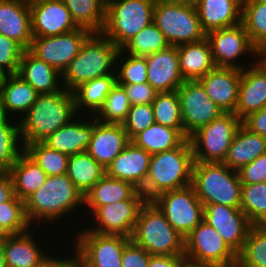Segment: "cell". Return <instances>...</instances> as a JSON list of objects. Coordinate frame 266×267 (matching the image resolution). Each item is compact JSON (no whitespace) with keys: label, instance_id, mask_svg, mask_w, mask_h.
<instances>
[{"label":"cell","instance_id":"1","mask_svg":"<svg viewBox=\"0 0 266 267\" xmlns=\"http://www.w3.org/2000/svg\"><path fill=\"white\" fill-rule=\"evenodd\" d=\"M83 206L84 196L67 174L55 175L48 176L45 183L25 200V214L32 227L43 228L44 222V225L48 222L52 226L69 214L76 216V210Z\"/></svg>","mask_w":266,"mask_h":267},{"label":"cell","instance_id":"2","mask_svg":"<svg viewBox=\"0 0 266 267\" xmlns=\"http://www.w3.org/2000/svg\"><path fill=\"white\" fill-rule=\"evenodd\" d=\"M77 116L73 92L63 87L52 94H39L37 100L19 121L23 146L42 142Z\"/></svg>","mask_w":266,"mask_h":267},{"label":"cell","instance_id":"3","mask_svg":"<svg viewBox=\"0 0 266 267\" xmlns=\"http://www.w3.org/2000/svg\"><path fill=\"white\" fill-rule=\"evenodd\" d=\"M194 156L189 139L178 147L151 155L148 174L140 192L146 201L159 194L186 187L192 181Z\"/></svg>","mask_w":266,"mask_h":267},{"label":"cell","instance_id":"4","mask_svg":"<svg viewBox=\"0 0 266 267\" xmlns=\"http://www.w3.org/2000/svg\"><path fill=\"white\" fill-rule=\"evenodd\" d=\"M119 50L102 33H92L63 72L62 86L73 92L82 83L89 80L116 75V57Z\"/></svg>","mask_w":266,"mask_h":267},{"label":"cell","instance_id":"5","mask_svg":"<svg viewBox=\"0 0 266 267\" xmlns=\"http://www.w3.org/2000/svg\"><path fill=\"white\" fill-rule=\"evenodd\" d=\"M131 240L150 255L184 256L185 239L153 201L141 206Z\"/></svg>","mask_w":266,"mask_h":267},{"label":"cell","instance_id":"6","mask_svg":"<svg viewBox=\"0 0 266 267\" xmlns=\"http://www.w3.org/2000/svg\"><path fill=\"white\" fill-rule=\"evenodd\" d=\"M191 185L203 205L240 208L242 183L238 171L224 163L194 162Z\"/></svg>","mask_w":266,"mask_h":267},{"label":"cell","instance_id":"7","mask_svg":"<svg viewBox=\"0 0 266 267\" xmlns=\"http://www.w3.org/2000/svg\"><path fill=\"white\" fill-rule=\"evenodd\" d=\"M155 0H106L102 34L121 49L153 22Z\"/></svg>","mask_w":266,"mask_h":267},{"label":"cell","instance_id":"8","mask_svg":"<svg viewBox=\"0 0 266 267\" xmlns=\"http://www.w3.org/2000/svg\"><path fill=\"white\" fill-rule=\"evenodd\" d=\"M242 121L235 113H223L189 136L194 162L223 163Z\"/></svg>","mask_w":266,"mask_h":267},{"label":"cell","instance_id":"9","mask_svg":"<svg viewBox=\"0 0 266 267\" xmlns=\"http://www.w3.org/2000/svg\"><path fill=\"white\" fill-rule=\"evenodd\" d=\"M153 22L172 46L206 37L195 6L155 2Z\"/></svg>","mask_w":266,"mask_h":267},{"label":"cell","instance_id":"10","mask_svg":"<svg viewBox=\"0 0 266 267\" xmlns=\"http://www.w3.org/2000/svg\"><path fill=\"white\" fill-rule=\"evenodd\" d=\"M75 235L72 254L82 267H122L125 245L131 240L121 235H105L79 230ZM75 242V243H74Z\"/></svg>","mask_w":266,"mask_h":267},{"label":"cell","instance_id":"11","mask_svg":"<svg viewBox=\"0 0 266 267\" xmlns=\"http://www.w3.org/2000/svg\"><path fill=\"white\" fill-rule=\"evenodd\" d=\"M206 39L210 44L216 67L243 70L259 60V52L255 49L242 23L233 27L212 30L206 33ZM246 53H251L250 57L254 56L255 60L245 64L243 60L246 59ZM240 58L242 62L239 60Z\"/></svg>","mask_w":266,"mask_h":267},{"label":"cell","instance_id":"12","mask_svg":"<svg viewBox=\"0 0 266 267\" xmlns=\"http://www.w3.org/2000/svg\"><path fill=\"white\" fill-rule=\"evenodd\" d=\"M152 201L184 239L203 221L204 206L191 184L163 192Z\"/></svg>","mask_w":266,"mask_h":267},{"label":"cell","instance_id":"13","mask_svg":"<svg viewBox=\"0 0 266 267\" xmlns=\"http://www.w3.org/2000/svg\"><path fill=\"white\" fill-rule=\"evenodd\" d=\"M184 256L214 267L237 265V254L218 232L204 221L185 238Z\"/></svg>","mask_w":266,"mask_h":267},{"label":"cell","instance_id":"14","mask_svg":"<svg viewBox=\"0 0 266 267\" xmlns=\"http://www.w3.org/2000/svg\"><path fill=\"white\" fill-rule=\"evenodd\" d=\"M185 139L224 112L206 94L198 80H185L177 89Z\"/></svg>","mask_w":266,"mask_h":267},{"label":"cell","instance_id":"15","mask_svg":"<svg viewBox=\"0 0 266 267\" xmlns=\"http://www.w3.org/2000/svg\"><path fill=\"white\" fill-rule=\"evenodd\" d=\"M91 34L87 29L78 28L57 36L33 37L29 50L63 74Z\"/></svg>","mask_w":266,"mask_h":267},{"label":"cell","instance_id":"16","mask_svg":"<svg viewBox=\"0 0 266 267\" xmlns=\"http://www.w3.org/2000/svg\"><path fill=\"white\" fill-rule=\"evenodd\" d=\"M146 200H123L98 207L90 215L94 225L87 231L105 235L132 237L138 213ZM96 223V224H95Z\"/></svg>","mask_w":266,"mask_h":267},{"label":"cell","instance_id":"17","mask_svg":"<svg viewBox=\"0 0 266 267\" xmlns=\"http://www.w3.org/2000/svg\"><path fill=\"white\" fill-rule=\"evenodd\" d=\"M204 206L203 221L212 226L224 242L238 254L244 246L247 234L253 226L240 208L222 204Z\"/></svg>","mask_w":266,"mask_h":267},{"label":"cell","instance_id":"18","mask_svg":"<svg viewBox=\"0 0 266 267\" xmlns=\"http://www.w3.org/2000/svg\"><path fill=\"white\" fill-rule=\"evenodd\" d=\"M33 37H49L78 29L62 0H29Z\"/></svg>","mask_w":266,"mask_h":267},{"label":"cell","instance_id":"19","mask_svg":"<svg viewBox=\"0 0 266 267\" xmlns=\"http://www.w3.org/2000/svg\"><path fill=\"white\" fill-rule=\"evenodd\" d=\"M34 229L37 228L31 227L26 232L12 234L0 243L5 254L6 267H42L54 255L53 249L46 252L42 249L44 243L41 246L37 243L35 239L40 235L34 236Z\"/></svg>","mask_w":266,"mask_h":267},{"label":"cell","instance_id":"20","mask_svg":"<svg viewBox=\"0 0 266 267\" xmlns=\"http://www.w3.org/2000/svg\"><path fill=\"white\" fill-rule=\"evenodd\" d=\"M206 94L224 113H234L238 103L241 70L215 67L199 78Z\"/></svg>","mask_w":266,"mask_h":267},{"label":"cell","instance_id":"21","mask_svg":"<svg viewBox=\"0 0 266 267\" xmlns=\"http://www.w3.org/2000/svg\"><path fill=\"white\" fill-rule=\"evenodd\" d=\"M264 107H266V67L258 60L241 70L238 103L234 113L243 121Z\"/></svg>","mask_w":266,"mask_h":267},{"label":"cell","instance_id":"22","mask_svg":"<svg viewBox=\"0 0 266 267\" xmlns=\"http://www.w3.org/2000/svg\"><path fill=\"white\" fill-rule=\"evenodd\" d=\"M147 64V82L157 92H171L185 81L179 69L177 46L145 56Z\"/></svg>","mask_w":266,"mask_h":267},{"label":"cell","instance_id":"23","mask_svg":"<svg viewBox=\"0 0 266 267\" xmlns=\"http://www.w3.org/2000/svg\"><path fill=\"white\" fill-rule=\"evenodd\" d=\"M93 131L94 117L91 115H78L70 123L57 129L42 142L51 149L67 155H73L87 151Z\"/></svg>","mask_w":266,"mask_h":267},{"label":"cell","instance_id":"24","mask_svg":"<svg viewBox=\"0 0 266 267\" xmlns=\"http://www.w3.org/2000/svg\"><path fill=\"white\" fill-rule=\"evenodd\" d=\"M129 142L122 124L101 123L94 118V131L86 152L106 169Z\"/></svg>","mask_w":266,"mask_h":267},{"label":"cell","instance_id":"25","mask_svg":"<svg viewBox=\"0 0 266 267\" xmlns=\"http://www.w3.org/2000/svg\"><path fill=\"white\" fill-rule=\"evenodd\" d=\"M0 34L30 48L32 35L29 0H0Z\"/></svg>","mask_w":266,"mask_h":267},{"label":"cell","instance_id":"26","mask_svg":"<svg viewBox=\"0 0 266 267\" xmlns=\"http://www.w3.org/2000/svg\"><path fill=\"white\" fill-rule=\"evenodd\" d=\"M151 154L130 141L106 168L110 177L132 183L141 190L148 174Z\"/></svg>","mask_w":266,"mask_h":267},{"label":"cell","instance_id":"27","mask_svg":"<svg viewBox=\"0 0 266 267\" xmlns=\"http://www.w3.org/2000/svg\"><path fill=\"white\" fill-rule=\"evenodd\" d=\"M123 200H146L132 183L105 174L84 197V208L88 217L98 207L114 204ZM91 213V214H90Z\"/></svg>","mask_w":266,"mask_h":267},{"label":"cell","instance_id":"28","mask_svg":"<svg viewBox=\"0 0 266 267\" xmlns=\"http://www.w3.org/2000/svg\"><path fill=\"white\" fill-rule=\"evenodd\" d=\"M38 95L39 93L20 75L7 74L0 83V114L20 121L37 100Z\"/></svg>","mask_w":266,"mask_h":267},{"label":"cell","instance_id":"29","mask_svg":"<svg viewBox=\"0 0 266 267\" xmlns=\"http://www.w3.org/2000/svg\"><path fill=\"white\" fill-rule=\"evenodd\" d=\"M243 0H198L195 8L205 33L242 22Z\"/></svg>","mask_w":266,"mask_h":267},{"label":"cell","instance_id":"30","mask_svg":"<svg viewBox=\"0 0 266 267\" xmlns=\"http://www.w3.org/2000/svg\"><path fill=\"white\" fill-rule=\"evenodd\" d=\"M17 74L39 94H52L63 88L62 74L36 57L29 49L23 54Z\"/></svg>","mask_w":266,"mask_h":267},{"label":"cell","instance_id":"31","mask_svg":"<svg viewBox=\"0 0 266 267\" xmlns=\"http://www.w3.org/2000/svg\"><path fill=\"white\" fill-rule=\"evenodd\" d=\"M266 153V137L248 130L243 124L237 129L223 163L239 171L254 159Z\"/></svg>","mask_w":266,"mask_h":267},{"label":"cell","instance_id":"32","mask_svg":"<svg viewBox=\"0 0 266 267\" xmlns=\"http://www.w3.org/2000/svg\"><path fill=\"white\" fill-rule=\"evenodd\" d=\"M177 51L179 69L184 80H198L216 67L206 37L196 42L178 45Z\"/></svg>","mask_w":266,"mask_h":267},{"label":"cell","instance_id":"33","mask_svg":"<svg viewBox=\"0 0 266 267\" xmlns=\"http://www.w3.org/2000/svg\"><path fill=\"white\" fill-rule=\"evenodd\" d=\"M14 194L25 201L38 188H40L48 177L46 172L25 152H23L9 171Z\"/></svg>","mask_w":266,"mask_h":267},{"label":"cell","instance_id":"34","mask_svg":"<svg viewBox=\"0 0 266 267\" xmlns=\"http://www.w3.org/2000/svg\"><path fill=\"white\" fill-rule=\"evenodd\" d=\"M116 83V75H107L82 83L73 91L77 114L94 116Z\"/></svg>","mask_w":266,"mask_h":267},{"label":"cell","instance_id":"35","mask_svg":"<svg viewBox=\"0 0 266 267\" xmlns=\"http://www.w3.org/2000/svg\"><path fill=\"white\" fill-rule=\"evenodd\" d=\"M105 174L106 169L86 151L69 155L67 176L84 197Z\"/></svg>","mask_w":266,"mask_h":267},{"label":"cell","instance_id":"36","mask_svg":"<svg viewBox=\"0 0 266 267\" xmlns=\"http://www.w3.org/2000/svg\"><path fill=\"white\" fill-rule=\"evenodd\" d=\"M78 28L101 33L106 21V0H62Z\"/></svg>","mask_w":266,"mask_h":267},{"label":"cell","instance_id":"37","mask_svg":"<svg viewBox=\"0 0 266 267\" xmlns=\"http://www.w3.org/2000/svg\"><path fill=\"white\" fill-rule=\"evenodd\" d=\"M184 140L185 138L176 129L154 123L138 133L131 141L152 155L174 149Z\"/></svg>","mask_w":266,"mask_h":267},{"label":"cell","instance_id":"38","mask_svg":"<svg viewBox=\"0 0 266 267\" xmlns=\"http://www.w3.org/2000/svg\"><path fill=\"white\" fill-rule=\"evenodd\" d=\"M0 114V172H9L24 152L19 120Z\"/></svg>","mask_w":266,"mask_h":267},{"label":"cell","instance_id":"39","mask_svg":"<svg viewBox=\"0 0 266 267\" xmlns=\"http://www.w3.org/2000/svg\"><path fill=\"white\" fill-rule=\"evenodd\" d=\"M255 49H266V4L259 0L242 1V22Z\"/></svg>","mask_w":266,"mask_h":267},{"label":"cell","instance_id":"40","mask_svg":"<svg viewBox=\"0 0 266 267\" xmlns=\"http://www.w3.org/2000/svg\"><path fill=\"white\" fill-rule=\"evenodd\" d=\"M152 107L155 123L176 129L185 138L177 90L158 92L155 100L152 102Z\"/></svg>","mask_w":266,"mask_h":267},{"label":"cell","instance_id":"41","mask_svg":"<svg viewBox=\"0 0 266 267\" xmlns=\"http://www.w3.org/2000/svg\"><path fill=\"white\" fill-rule=\"evenodd\" d=\"M239 267H266V225H253L237 254Z\"/></svg>","mask_w":266,"mask_h":267},{"label":"cell","instance_id":"42","mask_svg":"<svg viewBox=\"0 0 266 267\" xmlns=\"http://www.w3.org/2000/svg\"><path fill=\"white\" fill-rule=\"evenodd\" d=\"M240 209L252 225H266V182L242 184Z\"/></svg>","mask_w":266,"mask_h":267},{"label":"cell","instance_id":"43","mask_svg":"<svg viewBox=\"0 0 266 267\" xmlns=\"http://www.w3.org/2000/svg\"><path fill=\"white\" fill-rule=\"evenodd\" d=\"M24 152L46 172L47 176L67 174L69 155L51 149L43 142L25 145Z\"/></svg>","mask_w":266,"mask_h":267},{"label":"cell","instance_id":"44","mask_svg":"<svg viewBox=\"0 0 266 267\" xmlns=\"http://www.w3.org/2000/svg\"><path fill=\"white\" fill-rule=\"evenodd\" d=\"M169 43L166 41L163 33L154 22L143 28L121 49L133 56H142L156 53L166 49Z\"/></svg>","mask_w":266,"mask_h":267},{"label":"cell","instance_id":"45","mask_svg":"<svg viewBox=\"0 0 266 267\" xmlns=\"http://www.w3.org/2000/svg\"><path fill=\"white\" fill-rule=\"evenodd\" d=\"M130 107L131 104L124 88L116 83L93 117L101 123L122 124Z\"/></svg>","mask_w":266,"mask_h":267},{"label":"cell","instance_id":"46","mask_svg":"<svg viewBox=\"0 0 266 267\" xmlns=\"http://www.w3.org/2000/svg\"><path fill=\"white\" fill-rule=\"evenodd\" d=\"M115 73L117 84L147 83L146 58L130 55L120 49L116 57Z\"/></svg>","mask_w":266,"mask_h":267},{"label":"cell","instance_id":"47","mask_svg":"<svg viewBox=\"0 0 266 267\" xmlns=\"http://www.w3.org/2000/svg\"><path fill=\"white\" fill-rule=\"evenodd\" d=\"M0 224L10 234H20L32 226L25 214V201L15 194L6 202L0 204Z\"/></svg>","mask_w":266,"mask_h":267},{"label":"cell","instance_id":"48","mask_svg":"<svg viewBox=\"0 0 266 267\" xmlns=\"http://www.w3.org/2000/svg\"><path fill=\"white\" fill-rule=\"evenodd\" d=\"M155 123L152 104H139L130 107L122 126L131 141L138 133Z\"/></svg>","mask_w":266,"mask_h":267},{"label":"cell","instance_id":"49","mask_svg":"<svg viewBox=\"0 0 266 267\" xmlns=\"http://www.w3.org/2000/svg\"><path fill=\"white\" fill-rule=\"evenodd\" d=\"M25 51L21 44L0 34V67L6 74L18 73Z\"/></svg>","mask_w":266,"mask_h":267},{"label":"cell","instance_id":"50","mask_svg":"<svg viewBox=\"0 0 266 267\" xmlns=\"http://www.w3.org/2000/svg\"><path fill=\"white\" fill-rule=\"evenodd\" d=\"M238 174L242 184L266 182V153L243 166Z\"/></svg>","mask_w":266,"mask_h":267},{"label":"cell","instance_id":"51","mask_svg":"<svg viewBox=\"0 0 266 267\" xmlns=\"http://www.w3.org/2000/svg\"><path fill=\"white\" fill-rule=\"evenodd\" d=\"M119 85L124 88L131 106L139 104H152L158 93L148 82Z\"/></svg>","mask_w":266,"mask_h":267},{"label":"cell","instance_id":"52","mask_svg":"<svg viewBox=\"0 0 266 267\" xmlns=\"http://www.w3.org/2000/svg\"><path fill=\"white\" fill-rule=\"evenodd\" d=\"M150 254L130 240L124 247L122 267H148Z\"/></svg>","mask_w":266,"mask_h":267},{"label":"cell","instance_id":"53","mask_svg":"<svg viewBox=\"0 0 266 267\" xmlns=\"http://www.w3.org/2000/svg\"><path fill=\"white\" fill-rule=\"evenodd\" d=\"M242 124L251 132L266 137V107L250 114Z\"/></svg>","mask_w":266,"mask_h":267},{"label":"cell","instance_id":"54","mask_svg":"<svg viewBox=\"0 0 266 267\" xmlns=\"http://www.w3.org/2000/svg\"><path fill=\"white\" fill-rule=\"evenodd\" d=\"M14 195L13 181L10 172H0V204Z\"/></svg>","mask_w":266,"mask_h":267},{"label":"cell","instance_id":"55","mask_svg":"<svg viewBox=\"0 0 266 267\" xmlns=\"http://www.w3.org/2000/svg\"><path fill=\"white\" fill-rule=\"evenodd\" d=\"M182 256L150 255L148 267H178Z\"/></svg>","mask_w":266,"mask_h":267},{"label":"cell","instance_id":"56","mask_svg":"<svg viewBox=\"0 0 266 267\" xmlns=\"http://www.w3.org/2000/svg\"><path fill=\"white\" fill-rule=\"evenodd\" d=\"M52 267H82L81 263L71 254L70 256L63 254ZM66 257V258H65Z\"/></svg>","mask_w":266,"mask_h":267},{"label":"cell","instance_id":"57","mask_svg":"<svg viewBox=\"0 0 266 267\" xmlns=\"http://www.w3.org/2000/svg\"><path fill=\"white\" fill-rule=\"evenodd\" d=\"M178 267H214L210 264L203 263L201 261H196L186 256H182L179 260Z\"/></svg>","mask_w":266,"mask_h":267},{"label":"cell","instance_id":"58","mask_svg":"<svg viewBox=\"0 0 266 267\" xmlns=\"http://www.w3.org/2000/svg\"><path fill=\"white\" fill-rule=\"evenodd\" d=\"M156 2L160 3H173V4H183V5H190L195 6L198 0H155Z\"/></svg>","mask_w":266,"mask_h":267},{"label":"cell","instance_id":"59","mask_svg":"<svg viewBox=\"0 0 266 267\" xmlns=\"http://www.w3.org/2000/svg\"><path fill=\"white\" fill-rule=\"evenodd\" d=\"M60 257H62V256H60V255L59 256L52 255V257L42 267H52L60 259Z\"/></svg>","mask_w":266,"mask_h":267},{"label":"cell","instance_id":"60","mask_svg":"<svg viewBox=\"0 0 266 267\" xmlns=\"http://www.w3.org/2000/svg\"><path fill=\"white\" fill-rule=\"evenodd\" d=\"M0 267H6L5 254L1 244H0Z\"/></svg>","mask_w":266,"mask_h":267},{"label":"cell","instance_id":"61","mask_svg":"<svg viewBox=\"0 0 266 267\" xmlns=\"http://www.w3.org/2000/svg\"><path fill=\"white\" fill-rule=\"evenodd\" d=\"M9 236H10V234L0 224V241L2 242L3 240H5Z\"/></svg>","mask_w":266,"mask_h":267},{"label":"cell","instance_id":"62","mask_svg":"<svg viewBox=\"0 0 266 267\" xmlns=\"http://www.w3.org/2000/svg\"><path fill=\"white\" fill-rule=\"evenodd\" d=\"M259 60L265 65L266 67V49L262 50L259 53Z\"/></svg>","mask_w":266,"mask_h":267},{"label":"cell","instance_id":"63","mask_svg":"<svg viewBox=\"0 0 266 267\" xmlns=\"http://www.w3.org/2000/svg\"><path fill=\"white\" fill-rule=\"evenodd\" d=\"M7 74L0 67V83L6 78Z\"/></svg>","mask_w":266,"mask_h":267},{"label":"cell","instance_id":"64","mask_svg":"<svg viewBox=\"0 0 266 267\" xmlns=\"http://www.w3.org/2000/svg\"><path fill=\"white\" fill-rule=\"evenodd\" d=\"M259 1L266 4V0H259Z\"/></svg>","mask_w":266,"mask_h":267}]
</instances>
